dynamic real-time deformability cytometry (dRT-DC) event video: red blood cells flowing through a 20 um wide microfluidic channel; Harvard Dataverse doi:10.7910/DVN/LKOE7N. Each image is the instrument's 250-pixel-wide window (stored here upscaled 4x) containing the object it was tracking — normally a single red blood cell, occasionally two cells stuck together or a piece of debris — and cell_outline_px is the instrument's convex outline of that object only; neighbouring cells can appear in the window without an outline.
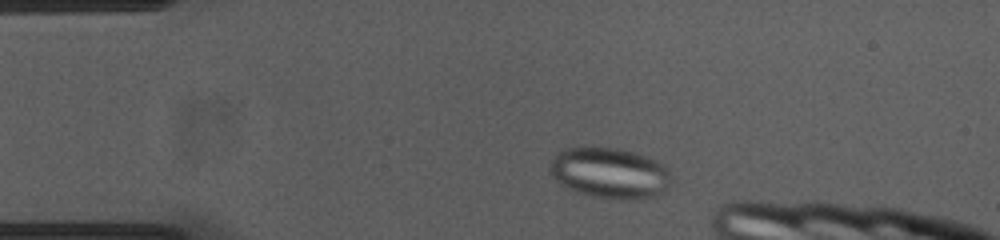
{"species": "common noctule bat (a hibernating species)", "species_latin": "Nyctalus noctula", "temperature_condition": "cold", "stored_images_in_passage": 35, "camera_frame_rate_fps": 3000, "um_per_image_px": 0.085, "animal": {"sex": "female", "body_mass_g": 23.0, "forearm_length_mm": 53.4}, "frame": {"image": 1, "passage_image": 1, "time_ms": 0.0, "image_size_px": [1000, 240], "cell_outline_px": [[672, 180], [668, 188], [652, 196], [636, 200], [616, 200], [576, 192], [560, 184], [548, 172], [548, 160], [552, 156], [568, 148], [620, 148], [656, 160], [664, 164], [668, 168]], "centroid_in_image_um": [51.81, 14.72], "position_along_channel_um": 33.2, "area_um2": 36.13}}
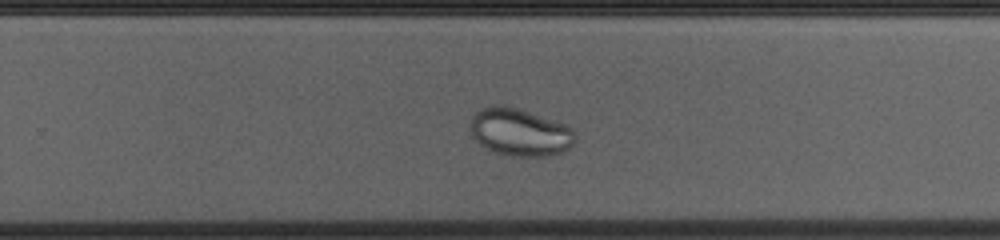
{"frame": {"image": 2, "passage_image": 25, "time_ms": 8.0, "image_size_px": [1000, 240], "cell_outline_px": [[576, 140], [568, 148], [560, 152], [548, 156], [512, 156], [496, 152], [484, 148], [472, 136], [468, 128], [472, 116], [476, 112], [484, 108], [496, 104], [500, 104], [516, 108], [564, 124], [572, 128], [576, 136]], "centroid_in_image_um": [44.14, 11.24], "position_along_channel_um": 285.7, "area_um2": 28.9}}
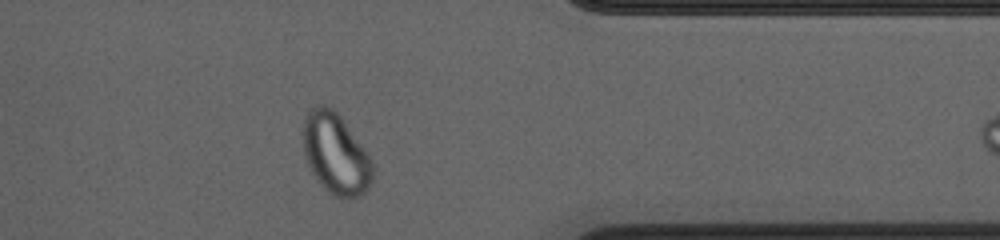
{"frame": {"image": 3, "passage_image": 34, "time_ms": 11.0, "image_size_px": [1000, 240], "cell_outline_px": [[376, 168], [372, 184], [360, 196], [352, 200], [340, 200], [332, 196], [316, 180], [308, 164], [304, 152], [304, 116], [316, 104], [324, 104], [332, 108], [340, 116], [368, 152]], "centroid_in_image_um": [28.59, 13.14], "position_along_channel_um": 382.8, "area_um2": 33.52}}